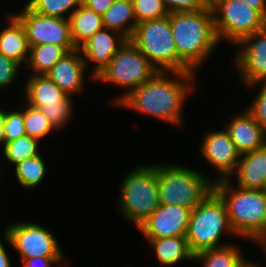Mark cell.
<instances>
[{"label":"cell","instance_id":"b9f144b4","mask_svg":"<svg viewBox=\"0 0 266 267\" xmlns=\"http://www.w3.org/2000/svg\"><path fill=\"white\" fill-rule=\"evenodd\" d=\"M239 267H261L260 265L258 266V264H254L253 262H248L246 260H244Z\"/></svg>","mask_w":266,"mask_h":267},{"label":"cell","instance_id":"f1b7e54d","mask_svg":"<svg viewBox=\"0 0 266 267\" xmlns=\"http://www.w3.org/2000/svg\"><path fill=\"white\" fill-rule=\"evenodd\" d=\"M81 4L82 0H29L27 3L35 13L65 19H68L65 13L71 9L74 12Z\"/></svg>","mask_w":266,"mask_h":267},{"label":"cell","instance_id":"ba28073f","mask_svg":"<svg viewBox=\"0 0 266 267\" xmlns=\"http://www.w3.org/2000/svg\"><path fill=\"white\" fill-rule=\"evenodd\" d=\"M158 72L132 41L127 40L94 80L111 82L118 87L128 89L126 94L115 99L118 104L127 94L153 78Z\"/></svg>","mask_w":266,"mask_h":267},{"label":"cell","instance_id":"4fadbf2b","mask_svg":"<svg viewBox=\"0 0 266 267\" xmlns=\"http://www.w3.org/2000/svg\"><path fill=\"white\" fill-rule=\"evenodd\" d=\"M234 61L244 83L249 86L266 81V28L244 37Z\"/></svg>","mask_w":266,"mask_h":267},{"label":"cell","instance_id":"30bf717a","mask_svg":"<svg viewBox=\"0 0 266 267\" xmlns=\"http://www.w3.org/2000/svg\"><path fill=\"white\" fill-rule=\"evenodd\" d=\"M4 237L6 242L18 252L21 261L37 256L63 258L53 233L36 223H15L6 228Z\"/></svg>","mask_w":266,"mask_h":267},{"label":"cell","instance_id":"60d3db41","mask_svg":"<svg viewBox=\"0 0 266 267\" xmlns=\"http://www.w3.org/2000/svg\"><path fill=\"white\" fill-rule=\"evenodd\" d=\"M224 0H202L205 9L212 10Z\"/></svg>","mask_w":266,"mask_h":267},{"label":"cell","instance_id":"7a4b0ae2","mask_svg":"<svg viewBox=\"0 0 266 267\" xmlns=\"http://www.w3.org/2000/svg\"><path fill=\"white\" fill-rule=\"evenodd\" d=\"M170 23L178 57L195 72L219 43L212 10L171 13Z\"/></svg>","mask_w":266,"mask_h":267},{"label":"cell","instance_id":"4dcf8cb0","mask_svg":"<svg viewBox=\"0 0 266 267\" xmlns=\"http://www.w3.org/2000/svg\"><path fill=\"white\" fill-rule=\"evenodd\" d=\"M72 98L67 95L59 104L43 105L40 111L48 118L49 123L54 129L58 130L66 125L72 114Z\"/></svg>","mask_w":266,"mask_h":267},{"label":"cell","instance_id":"277c9868","mask_svg":"<svg viewBox=\"0 0 266 267\" xmlns=\"http://www.w3.org/2000/svg\"><path fill=\"white\" fill-rule=\"evenodd\" d=\"M175 165L157 164L159 203L193 210L214 190L215 182L193 169Z\"/></svg>","mask_w":266,"mask_h":267},{"label":"cell","instance_id":"44dd1931","mask_svg":"<svg viewBox=\"0 0 266 267\" xmlns=\"http://www.w3.org/2000/svg\"><path fill=\"white\" fill-rule=\"evenodd\" d=\"M70 33L76 48H80L95 32L104 28L102 15L81 4L69 12Z\"/></svg>","mask_w":266,"mask_h":267},{"label":"cell","instance_id":"6da1fadb","mask_svg":"<svg viewBox=\"0 0 266 267\" xmlns=\"http://www.w3.org/2000/svg\"><path fill=\"white\" fill-rule=\"evenodd\" d=\"M164 73L168 74L159 71L153 78L127 94L117 105L177 126L183 124V102L193 89L190 80H194L195 72H170L179 81L165 77ZM180 79L186 84L184 81L181 83Z\"/></svg>","mask_w":266,"mask_h":267},{"label":"cell","instance_id":"74e56055","mask_svg":"<svg viewBox=\"0 0 266 267\" xmlns=\"http://www.w3.org/2000/svg\"><path fill=\"white\" fill-rule=\"evenodd\" d=\"M247 5L257 10L266 19V0H243Z\"/></svg>","mask_w":266,"mask_h":267},{"label":"cell","instance_id":"ffe728a7","mask_svg":"<svg viewBox=\"0 0 266 267\" xmlns=\"http://www.w3.org/2000/svg\"><path fill=\"white\" fill-rule=\"evenodd\" d=\"M8 20L9 26L0 33V53L21 65L27 62L29 56V44L25 30L13 15Z\"/></svg>","mask_w":266,"mask_h":267},{"label":"cell","instance_id":"d6986e66","mask_svg":"<svg viewBox=\"0 0 266 267\" xmlns=\"http://www.w3.org/2000/svg\"><path fill=\"white\" fill-rule=\"evenodd\" d=\"M26 103L39 108L43 105L59 104L68 94L61 90L47 75H31L27 81Z\"/></svg>","mask_w":266,"mask_h":267},{"label":"cell","instance_id":"ac0fdd59","mask_svg":"<svg viewBox=\"0 0 266 267\" xmlns=\"http://www.w3.org/2000/svg\"><path fill=\"white\" fill-rule=\"evenodd\" d=\"M234 174L238 187L266 190V146L242 154Z\"/></svg>","mask_w":266,"mask_h":267},{"label":"cell","instance_id":"d6a6232c","mask_svg":"<svg viewBox=\"0 0 266 267\" xmlns=\"http://www.w3.org/2000/svg\"><path fill=\"white\" fill-rule=\"evenodd\" d=\"M20 64L0 53V90L14 82Z\"/></svg>","mask_w":266,"mask_h":267},{"label":"cell","instance_id":"484cf974","mask_svg":"<svg viewBox=\"0 0 266 267\" xmlns=\"http://www.w3.org/2000/svg\"><path fill=\"white\" fill-rule=\"evenodd\" d=\"M15 166V174L18 183L24 188H34L42 183L46 174V165L42 156L39 154L32 158L25 159L17 163Z\"/></svg>","mask_w":266,"mask_h":267},{"label":"cell","instance_id":"5bb4252c","mask_svg":"<svg viewBox=\"0 0 266 267\" xmlns=\"http://www.w3.org/2000/svg\"><path fill=\"white\" fill-rule=\"evenodd\" d=\"M200 148L202 156L220 171L217 180L231 179L229 176L235 172L241 154L228 132L222 130L207 133Z\"/></svg>","mask_w":266,"mask_h":267},{"label":"cell","instance_id":"9a60e30c","mask_svg":"<svg viewBox=\"0 0 266 267\" xmlns=\"http://www.w3.org/2000/svg\"><path fill=\"white\" fill-rule=\"evenodd\" d=\"M111 33V34H110ZM115 35L116 36L115 38ZM128 39L121 33L103 28L95 32L81 47L83 60L86 67L89 61L94 62L91 78H96L102 70L109 64L113 56L124 45ZM89 60V61H88Z\"/></svg>","mask_w":266,"mask_h":267},{"label":"cell","instance_id":"4316f807","mask_svg":"<svg viewBox=\"0 0 266 267\" xmlns=\"http://www.w3.org/2000/svg\"><path fill=\"white\" fill-rule=\"evenodd\" d=\"M37 139L31 138L28 135L19 137L12 141L6 142L3 147V154L8 162L16 165L25 159L39 155Z\"/></svg>","mask_w":266,"mask_h":267},{"label":"cell","instance_id":"f546056e","mask_svg":"<svg viewBox=\"0 0 266 267\" xmlns=\"http://www.w3.org/2000/svg\"><path fill=\"white\" fill-rule=\"evenodd\" d=\"M136 24L169 15L163 0H132Z\"/></svg>","mask_w":266,"mask_h":267},{"label":"cell","instance_id":"d590c367","mask_svg":"<svg viewBox=\"0 0 266 267\" xmlns=\"http://www.w3.org/2000/svg\"><path fill=\"white\" fill-rule=\"evenodd\" d=\"M62 258L33 257L22 262L24 267H51L52 263H60Z\"/></svg>","mask_w":266,"mask_h":267},{"label":"cell","instance_id":"d4e9b609","mask_svg":"<svg viewBox=\"0 0 266 267\" xmlns=\"http://www.w3.org/2000/svg\"><path fill=\"white\" fill-rule=\"evenodd\" d=\"M193 260H199L203 267H239L245 260L239 247L226 244L221 247L203 250L194 254Z\"/></svg>","mask_w":266,"mask_h":267},{"label":"cell","instance_id":"5b68a950","mask_svg":"<svg viewBox=\"0 0 266 267\" xmlns=\"http://www.w3.org/2000/svg\"><path fill=\"white\" fill-rule=\"evenodd\" d=\"M130 40L158 71L193 72L177 55L170 14L137 24Z\"/></svg>","mask_w":266,"mask_h":267},{"label":"cell","instance_id":"9c48e42d","mask_svg":"<svg viewBox=\"0 0 266 267\" xmlns=\"http://www.w3.org/2000/svg\"><path fill=\"white\" fill-rule=\"evenodd\" d=\"M212 14L219 41L224 38L238 44L266 28V19L243 0H224L212 9Z\"/></svg>","mask_w":266,"mask_h":267},{"label":"cell","instance_id":"83f0119b","mask_svg":"<svg viewBox=\"0 0 266 267\" xmlns=\"http://www.w3.org/2000/svg\"><path fill=\"white\" fill-rule=\"evenodd\" d=\"M24 110V127L26 135L38 141L52 133L53 126L49 123L48 118L40 111L39 108H35L26 105Z\"/></svg>","mask_w":266,"mask_h":267},{"label":"cell","instance_id":"e0dca14e","mask_svg":"<svg viewBox=\"0 0 266 267\" xmlns=\"http://www.w3.org/2000/svg\"><path fill=\"white\" fill-rule=\"evenodd\" d=\"M245 111L235 116L226 128L241 155L266 146L265 130L248 110Z\"/></svg>","mask_w":266,"mask_h":267},{"label":"cell","instance_id":"836d02e7","mask_svg":"<svg viewBox=\"0 0 266 267\" xmlns=\"http://www.w3.org/2000/svg\"><path fill=\"white\" fill-rule=\"evenodd\" d=\"M262 84L260 91L258 92L256 99L251 106L248 107V111L253 115L256 121L263 127L266 132V81L259 82Z\"/></svg>","mask_w":266,"mask_h":267},{"label":"cell","instance_id":"3957f363","mask_svg":"<svg viewBox=\"0 0 266 267\" xmlns=\"http://www.w3.org/2000/svg\"><path fill=\"white\" fill-rule=\"evenodd\" d=\"M229 182L230 179L215 180L214 191L226 206L235 235L254 241L265 230L266 190L235 189Z\"/></svg>","mask_w":266,"mask_h":267},{"label":"cell","instance_id":"8992f818","mask_svg":"<svg viewBox=\"0 0 266 267\" xmlns=\"http://www.w3.org/2000/svg\"><path fill=\"white\" fill-rule=\"evenodd\" d=\"M225 232L235 235L228 220L226 206L213 190L191 211L186 234L190 251L196 254L203 250L224 246L218 241Z\"/></svg>","mask_w":266,"mask_h":267},{"label":"cell","instance_id":"7bdbcfd3","mask_svg":"<svg viewBox=\"0 0 266 267\" xmlns=\"http://www.w3.org/2000/svg\"><path fill=\"white\" fill-rule=\"evenodd\" d=\"M266 236V225L265 230L255 239V242L259 243Z\"/></svg>","mask_w":266,"mask_h":267},{"label":"cell","instance_id":"8fae6325","mask_svg":"<svg viewBox=\"0 0 266 267\" xmlns=\"http://www.w3.org/2000/svg\"><path fill=\"white\" fill-rule=\"evenodd\" d=\"M13 16L23 26L29 46L49 43L61 47H75L68 19L40 15L27 4L19 14Z\"/></svg>","mask_w":266,"mask_h":267},{"label":"cell","instance_id":"ab89813d","mask_svg":"<svg viewBox=\"0 0 266 267\" xmlns=\"http://www.w3.org/2000/svg\"><path fill=\"white\" fill-rule=\"evenodd\" d=\"M4 111L0 110V144L5 146V138H4Z\"/></svg>","mask_w":266,"mask_h":267},{"label":"cell","instance_id":"f35d334b","mask_svg":"<svg viewBox=\"0 0 266 267\" xmlns=\"http://www.w3.org/2000/svg\"><path fill=\"white\" fill-rule=\"evenodd\" d=\"M0 267H11L8 253L0 241Z\"/></svg>","mask_w":266,"mask_h":267},{"label":"cell","instance_id":"603a6c76","mask_svg":"<svg viewBox=\"0 0 266 267\" xmlns=\"http://www.w3.org/2000/svg\"><path fill=\"white\" fill-rule=\"evenodd\" d=\"M154 248L156 259L161 265L173 266L182 260H193L186 237H167L162 239H147Z\"/></svg>","mask_w":266,"mask_h":267},{"label":"cell","instance_id":"cb8c5ba5","mask_svg":"<svg viewBox=\"0 0 266 267\" xmlns=\"http://www.w3.org/2000/svg\"><path fill=\"white\" fill-rule=\"evenodd\" d=\"M76 47H61L54 44L29 46L28 66L33 75H46L51 68L69 51Z\"/></svg>","mask_w":266,"mask_h":267},{"label":"cell","instance_id":"52a82bcc","mask_svg":"<svg viewBox=\"0 0 266 267\" xmlns=\"http://www.w3.org/2000/svg\"><path fill=\"white\" fill-rule=\"evenodd\" d=\"M121 183V212L138 228L160 205L157 164L137 167Z\"/></svg>","mask_w":266,"mask_h":267},{"label":"cell","instance_id":"7c38bea8","mask_svg":"<svg viewBox=\"0 0 266 267\" xmlns=\"http://www.w3.org/2000/svg\"><path fill=\"white\" fill-rule=\"evenodd\" d=\"M191 211L180 205L160 204L138 229L146 239L186 237Z\"/></svg>","mask_w":266,"mask_h":267},{"label":"cell","instance_id":"8d00e7d4","mask_svg":"<svg viewBox=\"0 0 266 267\" xmlns=\"http://www.w3.org/2000/svg\"><path fill=\"white\" fill-rule=\"evenodd\" d=\"M115 0H82V4L97 14L103 15Z\"/></svg>","mask_w":266,"mask_h":267},{"label":"cell","instance_id":"1f68e13d","mask_svg":"<svg viewBox=\"0 0 266 267\" xmlns=\"http://www.w3.org/2000/svg\"><path fill=\"white\" fill-rule=\"evenodd\" d=\"M4 138L5 143L25 136L24 111H4Z\"/></svg>","mask_w":266,"mask_h":267},{"label":"cell","instance_id":"2e32d148","mask_svg":"<svg viewBox=\"0 0 266 267\" xmlns=\"http://www.w3.org/2000/svg\"><path fill=\"white\" fill-rule=\"evenodd\" d=\"M80 48L66 53L46 74L68 95L82 92L86 65Z\"/></svg>","mask_w":266,"mask_h":267},{"label":"cell","instance_id":"e575fe53","mask_svg":"<svg viewBox=\"0 0 266 267\" xmlns=\"http://www.w3.org/2000/svg\"><path fill=\"white\" fill-rule=\"evenodd\" d=\"M169 14L175 12H193L204 10L202 0H163Z\"/></svg>","mask_w":266,"mask_h":267},{"label":"cell","instance_id":"7402d4cb","mask_svg":"<svg viewBox=\"0 0 266 267\" xmlns=\"http://www.w3.org/2000/svg\"><path fill=\"white\" fill-rule=\"evenodd\" d=\"M102 19L104 28L117 31L128 40L132 38L137 25L132 0H115Z\"/></svg>","mask_w":266,"mask_h":267},{"label":"cell","instance_id":"ee69618b","mask_svg":"<svg viewBox=\"0 0 266 267\" xmlns=\"http://www.w3.org/2000/svg\"><path fill=\"white\" fill-rule=\"evenodd\" d=\"M261 248H263L264 253L266 254V236L259 242Z\"/></svg>","mask_w":266,"mask_h":267}]
</instances>
